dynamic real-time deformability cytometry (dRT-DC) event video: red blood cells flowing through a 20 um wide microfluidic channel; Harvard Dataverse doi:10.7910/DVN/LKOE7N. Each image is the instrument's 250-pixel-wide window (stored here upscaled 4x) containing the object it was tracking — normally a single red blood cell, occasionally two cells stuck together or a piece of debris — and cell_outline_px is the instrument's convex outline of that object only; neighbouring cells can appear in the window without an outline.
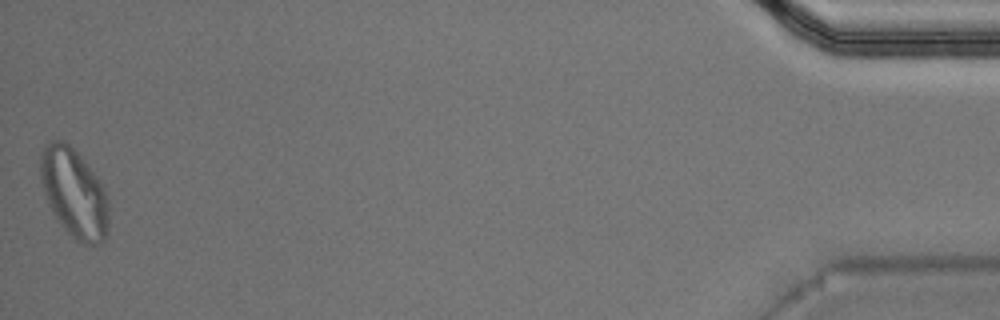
{"species": "Egyptian fruit bat (a non-hibernating species)", "species_latin": "Rousettus aegyptiacus", "temperature_condition": "warm", "stored_images_in_passage": 37, "camera_frame_rate_fps": 3000, "um_per_image_px": 0.085, "animal": {"sex": "male"}, "frame": {"image": 1, "passage_image": 37, "time_ms": 12.0, "image_size_px": [1000, 320], "cell_outline_px": [[108, 232], [104, 240], [100, 244], [84, 244], [76, 240], [68, 232], [52, 212], [48, 204], [44, 192], [40, 176], [40, 156], [44, 144], [52, 140], [64, 140], [80, 156], [100, 180], [104, 188], [108, 200]], "centroid_in_image_um": [6.3, 16.4], "position_along_channel_um": 428.9, "area_um2": 35.37}, "authors_computed_cell_mechanics": {"area_um2": 20.4612, "velocity_mm_per_s": 4.0367, "shape_relaxation_time_tau1_ms": null, "shape_relaxation_time_tau2_ms": 1.999, "deformation_change_tau1": null, "deformation_change_tau2": 0.0992}}